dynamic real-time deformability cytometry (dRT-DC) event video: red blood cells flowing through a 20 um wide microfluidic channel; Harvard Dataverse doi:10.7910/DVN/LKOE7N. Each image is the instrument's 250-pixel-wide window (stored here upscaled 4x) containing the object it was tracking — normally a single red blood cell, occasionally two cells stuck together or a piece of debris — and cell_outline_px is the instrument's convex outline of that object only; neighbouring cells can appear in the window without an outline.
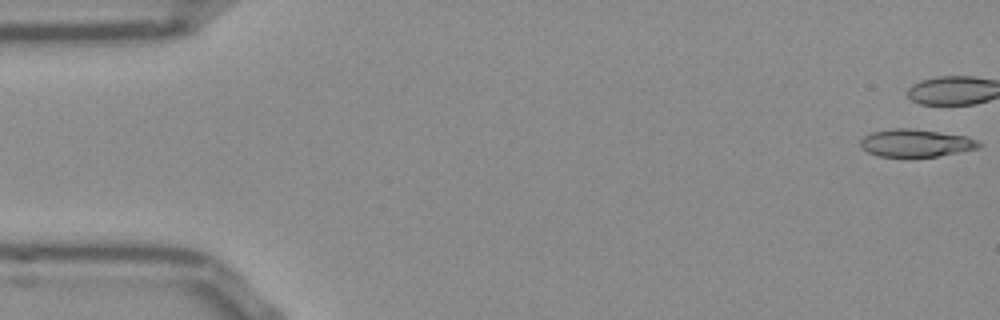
{"species": "Egyptian fruit bat (a non-hibernating species)", "species_latin": "Rousettus aegyptiacus", "temperature_condition": "room temperature", "stored_images_in_passage": 40, "camera_frame_rate_fps": 3000, "um_per_image_px": 0.085, "frame": {"image": 1, "passage_image": 1, "time_ms": 0.0, "image_size_px": [1000, 320], "cell_outline_px": [[984, 144], [980, 148], [936, 156], [876, 156], [860, 148], [860, 140], [864, 136], [872, 132], [896, 128], [908, 128], [968, 136]], "centroid_in_image_um": [77.85, 12.15], "position_along_channel_um": 7.2, "area_um2": 18.96}}